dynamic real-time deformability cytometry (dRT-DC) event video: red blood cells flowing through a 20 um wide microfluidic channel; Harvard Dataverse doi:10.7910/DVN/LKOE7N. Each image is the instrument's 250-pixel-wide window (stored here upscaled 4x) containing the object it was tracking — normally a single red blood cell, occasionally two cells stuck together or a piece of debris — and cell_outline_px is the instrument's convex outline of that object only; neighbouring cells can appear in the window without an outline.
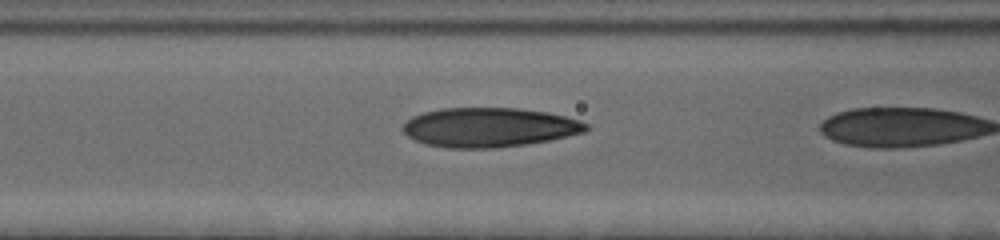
{"species": "human", "species_latin": "Homo sapiens", "temperature_condition": "cold", "stored_images_in_passage": 22, "camera_frame_rate_fps": 3000, "um_per_image_px": 0.085, "donor": {"sex": "female"}, "frame": {"image": 1, "passage_image": 21, "time_ms": 6.667, "image_size_px": [1000, 240], "cell_outline_px": [[592, 128], [584, 132], [568, 136], [528, 144], [496, 148], [444, 148], [424, 144], [408, 136], [400, 128], [412, 116], [424, 112], [444, 108], [516, 108], [548, 112], [580, 120], [588, 124]], "centroid_in_image_um": [41.59, 10.83], "position_along_channel_um": 125.0, "area_um2": 42.25}}